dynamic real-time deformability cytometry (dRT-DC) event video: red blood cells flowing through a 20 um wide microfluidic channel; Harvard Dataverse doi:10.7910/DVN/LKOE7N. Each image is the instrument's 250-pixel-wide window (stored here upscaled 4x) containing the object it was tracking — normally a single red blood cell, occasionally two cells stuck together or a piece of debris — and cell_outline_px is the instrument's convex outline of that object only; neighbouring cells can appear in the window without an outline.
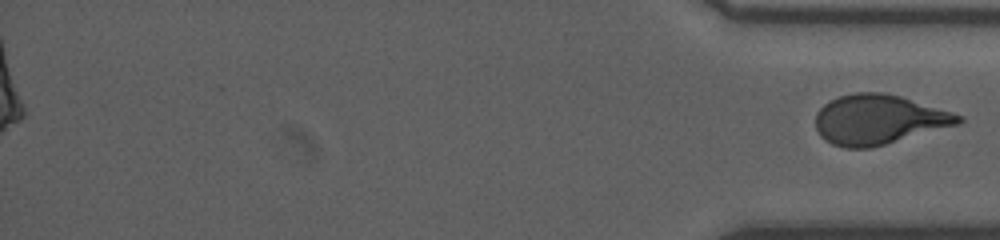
{"species": "human", "species_latin": "Homo sapiens", "temperature_condition": "room temperature", "stored_images_in_passage": 54, "segment_of_instrument_passage": [2, 2], "camera_frame_rate_fps": 3000, "um_per_image_px": 0.085, "donor": {"sex": "male"}, "frame": {"image": 1, "passage_image": 54, "time_ms": 17.667, "image_size_px": [1000, 240], "cell_outline_px": [[964, 120], [960, 124], [884, 144], [868, 148], [844, 148], [832, 144], [820, 136], [816, 128], [816, 112], [824, 104], [840, 96], [856, 92], [880, 92], [900, 96], [952, 112], [964, 116]], "centroid_in_image_um": [74.68, 10.16], "position_along_channel_um": 360.5, "area_um2": 41.1}}